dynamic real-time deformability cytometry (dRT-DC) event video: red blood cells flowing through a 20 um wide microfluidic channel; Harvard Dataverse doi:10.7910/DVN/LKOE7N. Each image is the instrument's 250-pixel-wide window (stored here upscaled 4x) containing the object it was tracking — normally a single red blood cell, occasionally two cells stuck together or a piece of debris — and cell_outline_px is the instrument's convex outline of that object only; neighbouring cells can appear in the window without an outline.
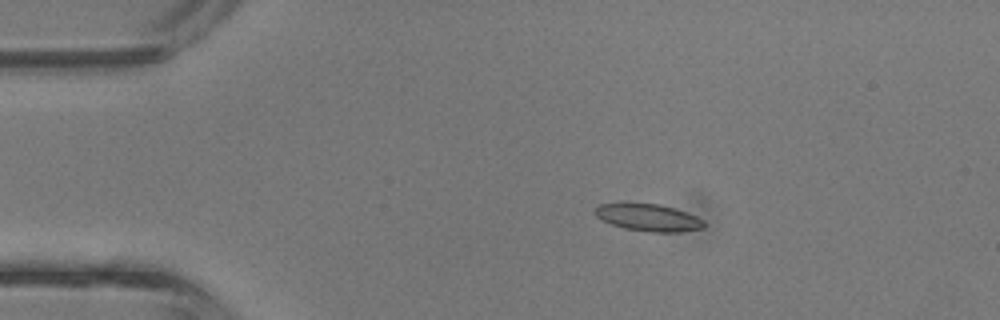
{"species": "common noctule bat (a hibernating species)", "species_latin": "Nyctalus noctula", "temperature_condition": "room temperature", "stored_images_in_passage": 3, "camera_frame_rate_fps": 3000, "um_per_image_px": 0.085, "animal": {"sex": "male", "body_mass_g": 13.3}, "frame": {"image": 1, "passage_image": 2, "time_ms": 0.333, "image_size_px": [1000, 320], "cell_outline_px": [[704, 228], [676, 232], [652, 232], [624, 228], [612, 224], [596, 216], [596, 208], [600, 204], [620, 200], [628, 200], [660, 204], [696, 216], [704, 220]], "centroid_in_image_um": [55.05, 18.43], "position_along_channel_um": 30.0, "area_um2": 17.69}}